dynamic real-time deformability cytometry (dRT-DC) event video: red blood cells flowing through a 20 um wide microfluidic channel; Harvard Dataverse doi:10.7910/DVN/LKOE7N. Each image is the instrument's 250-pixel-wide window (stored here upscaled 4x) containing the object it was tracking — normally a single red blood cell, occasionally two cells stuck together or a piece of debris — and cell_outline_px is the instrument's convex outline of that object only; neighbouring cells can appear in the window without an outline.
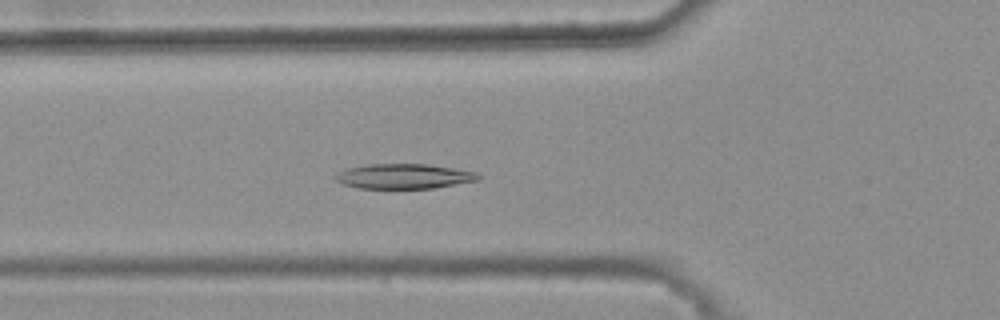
{"species": "common noctule bat (a hibernating species)", "species_latin": "Nyctalus noctula", "temperature_condition": "warm", "stored_images_in_passage": 44, "camera_frame_rate_fps": 3000, "um_per_image_px": 0.085, "animal": {"sex": "female", "body_mass_g": 25.1}, "frame": {"image": 1, "passage_image": 18, "time_ms": 5.667, "image_size_px": [1000, 320], "cell_outline_px": [[480, 180], [432, 188], [356, 188], [344, 184], [336, 180], [332, 176], [348, 168], [368, 164], [428, 164], [476, 172], [480, 176]], "centroid_in_image_um": [34.32, 14.98], "position_along_channel_um": 91.5, "area_um2": 20.58}}
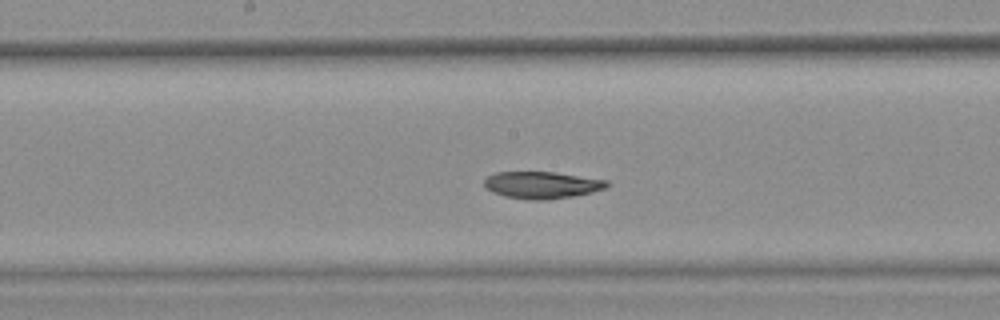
{"frame": {"image": 2, "passage_image": 27, "time_ms": 8.667, "image_size_px": [1000, 320], "cell_outline_px": [[608, 188], [592, 192], [572, 196], [548, 200], [528, 200], [504, 196], [492, 192], [484, 184], [484, 180], [488, 176], [496, 172], [552, 172], [608, 180]], "centroid_in_image_um": [46.07, 15.73], "position_along_channel_um": 202.1, "area_um2": 19.25}}
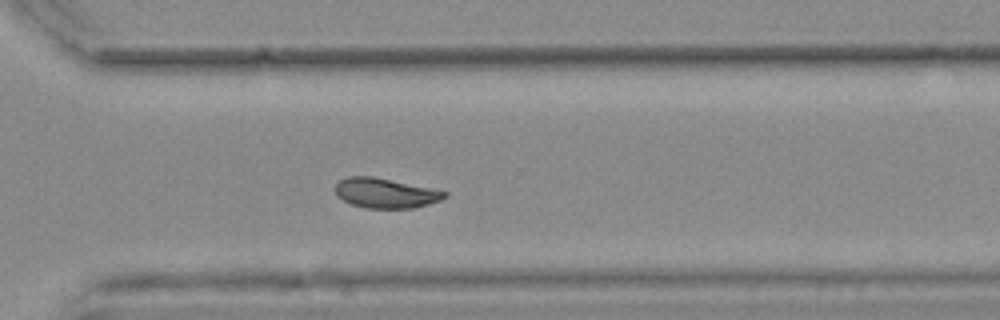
{"frame": {"image": 3, "passage_image": 38, "time_ms": 12.333, "image_size_px": [1000, 320], "cell_outline_px": [[448, 196], [440, 200], [428, 204], [412, 208], [364, 208], [352, 204], [336, 196], [336, 184], [340, 180], [348, 176], [372, 176], [432, 188], [448, 192]], "centroid_in_image_um": [32.77, 16.41], "position_along_channel_um": 337.8, "area_um2": 18.96}, "authors_computed_cell_mechanics": {"area_um2": 20.2589, "velocity_mm_per_s": 3.6928, "shape_relaxation_time_tau1_ms": 9.3893, "shape_relaxation_time_tau2_ms": 6.886, "deformation_change_tau1": 0.229, "deformation_change_tau2": 0.1071}}